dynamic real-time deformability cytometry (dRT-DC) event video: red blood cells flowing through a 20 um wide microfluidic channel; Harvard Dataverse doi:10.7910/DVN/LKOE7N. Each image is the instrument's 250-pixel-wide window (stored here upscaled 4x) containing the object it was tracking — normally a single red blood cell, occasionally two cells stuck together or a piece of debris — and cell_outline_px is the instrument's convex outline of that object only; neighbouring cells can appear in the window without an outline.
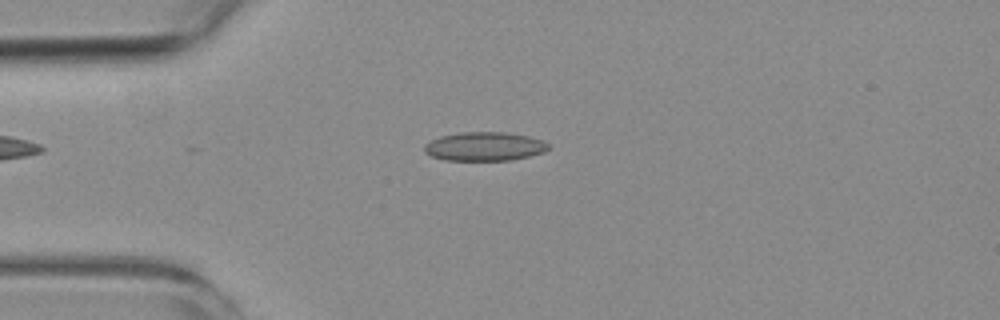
{"species": "common noctule bat (a hibernating species)", "species_latin": "Nyctalus noctula", "temperature_condition": "room temperature", "stored_images_in_passage": 3, "camera_frame_rate_fps": 3000, "um_per_image_px": 0.085, "animal": {"sex": "female", "body_mass_g": 19.3, "forearm_length_mm": 54.1}, "frame": {"image": 1, "passage_image": 3, "time_ms": 2.333, "image_size_px": [1000, 320], "cell_outline_px": [[548, 148], [544, 152], [528, 156], [508, 160], [444, 160], [432, 156], [424, 152], [424, 144], [440, 136], [460, 132], [508, 132], [528, 136], [544, 140], [548, 144]], "centroid_in_image_um": [41.17, 12.44], "position_along_channel_um": 43.8, "area_um2": 20.81}}